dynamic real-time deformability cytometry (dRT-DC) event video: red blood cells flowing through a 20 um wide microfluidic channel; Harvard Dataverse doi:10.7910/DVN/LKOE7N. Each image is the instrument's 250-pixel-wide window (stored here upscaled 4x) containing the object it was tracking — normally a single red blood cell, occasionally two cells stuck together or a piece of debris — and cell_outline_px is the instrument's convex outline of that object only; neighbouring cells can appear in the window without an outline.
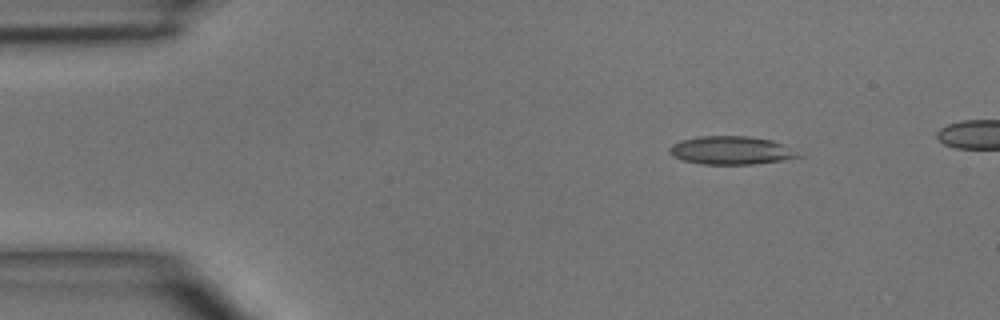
{"species": "common noctule bat (a hibernating species)", "species_latin": "Nyctalus noctula", "temperature_condition": "room temperature", "stored_images_in_passage": 4, "camera_frame_rate_fps": 3000, "um_per_image_px": 0.085, "animal": {"sex": "male", "body_mass_g": 15.6}, "frame": {"image": 1, "passage_image": 1, "time_ms": 0.0, "image_size_px": [1000, 320], "cell_outline_px": [[808, 152], [804, 156], [784, 160], [752, 164], [700, 164], [684, 160], [672, 156], [668, 148], [672, 144], [680, 140], [700, 136], [748, 136], [772, 140]], "centroid_in_image_um": [62.27, 12.78], "position_along_channel_um": 22.7, "area_um2": 21.73}}